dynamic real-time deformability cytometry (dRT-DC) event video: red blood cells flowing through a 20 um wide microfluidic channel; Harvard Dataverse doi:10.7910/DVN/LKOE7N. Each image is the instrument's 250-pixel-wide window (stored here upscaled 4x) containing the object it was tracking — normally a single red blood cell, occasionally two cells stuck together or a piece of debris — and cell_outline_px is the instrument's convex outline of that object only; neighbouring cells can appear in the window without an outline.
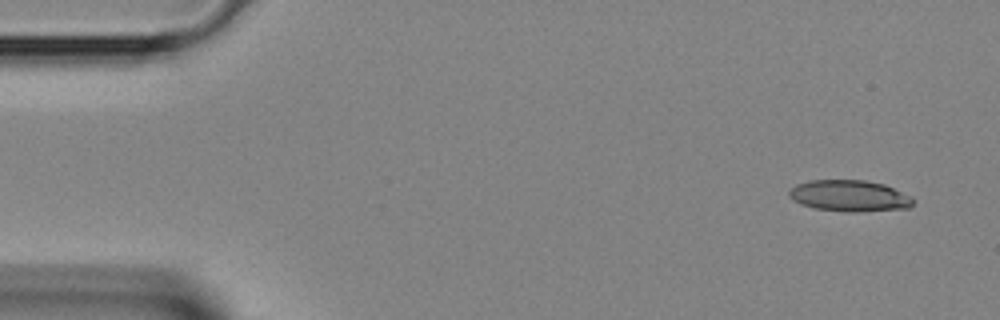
{"species": "Egyptian fruit bat (a non-hibernating species)", "species_latin": "Rousettus aegyptiacus", "temperature_condition": "room temperature", "stored_images_in_passage": 3, "camera_frame_rate_fps": 3000, "um_per_image_px": 0.085, "animal": {"sex": "female"}, "frame": {"image": 1, "passage_image": 1, "time_ms": 0.0, "image_size_px": [1000, 320], "cell_outline_px": [[912, 204], [908, 208], [856, 212], [848, 212], [812, 208], [800, 204], [792, 200], [788, 196], [788, 192], [796, 184], [808, 180], [864, 180], [884, 184], [912, 196]], "centroid_in_image_um": [72.16, 16.64], "position_along_channel_um": 12.8, "area_um2": 22.77}}